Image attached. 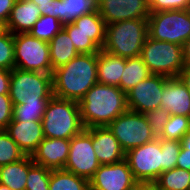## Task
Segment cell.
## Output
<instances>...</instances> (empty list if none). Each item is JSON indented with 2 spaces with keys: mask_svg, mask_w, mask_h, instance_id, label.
<instances>
[{
  "mask_svg": "<svg viewBox=\"0 0 190 190\" xmlns=\"http://www.w3.org/2000/svg\"><path fill=\"white\" fill-rule=\"evenodd\" d=\"M98 53L78 54L52 74L53 95L80 102L96 84Z\"/></svg>",
  "mask_w": 190,
  "mask_h": 190,
  "instance_id": "obj_1",
  "label": "cell"
},
{
  "mask_svg": "<svg viewBox=\"0 0 190 190\" xmlns=\"http://www.w3.org/2000/svg\"><path fill=\"white\" fill-rule=\"evenodd\" d=\"M84 128L107 127L128 110L126 93L117 86L96 83L79 102Z\"/></svg>",
  "mask_w": 190,
  "mask_h": 190,
  "instance_id": "obj_2",
  "label": "cell"
},
{
  "mask_svg": "<svg viewBox=\"0 0 190 190\" xmlns=\"http://www.w3.org/2000/svg\"><path fill=\"white\" fill-rule=\"evenodd\" d=\"M148 34V19H132L106 25L102 50L122 58L136 57Z\"/></svg>",
  "mask_w": 190,
  "mask_h": 190,
  "instance_id": "obj_3",
  "label": "cell"
},
{
  "mask_svg": "<svg viewBox=\"0 0 190 190\" xmlns=\"http://www.w3.org/2000/svg\"><path fill=\"white\" fill-rule=\"evenodd\" d=\"M42 127L45 138L70 140L84 129L79 103L53 95L47 103Z\"/></svg>",
  "mask_w": 190,
  "mask_h": 190,
  "instance_id": "obj_4",
  "label": "cell"
},
{
  "mask_svg": "<svg viewBox=\"0 0 190 190\" xmlns=\"http://www.w3.org/2000/svg\"><path fill=\"white\" fill-rule=\"evenodd\" d=\"M9 96L13 105L48 103L53 96L52 74L14 68L11 70Z\"/></svg>",
  "mask_w": 190,
  "mask_h": 190,
  "instance_id": "obj_5",
  "label": "cell"
},
{
  "mask_svg": "<svg viewBox=\"0 0 190 190\" xmlns=\"http://www.w3.org/2000/svg\"><path fill=\"white\" fill-rule=\"evenodd\" d=\"M140 56L152 74L169 78L178 77L185 66L181 45L149 36L143 44Z\"/></svg>",
  "mask_w": 190,
  "mask_h": 190,
  "instance_id": "obj_6",
  "label": "cell"
},
{
  "mask_svg": "<svg viewBox=\"0 0 190 190\" xmlns=\"http://www.w3.org/2000/svg\"><path fill=\"white\" fill-rule=\"evenodd\" d=\"M148 34L152 39L183 46L190 37V9L150 12Z\"/></svg>",
  "mask_w": 190,
  "mask_h": 190,
  "instance_id": "obj_7",
  "label": "cell"
},
{
  "mask_svg": "<svg viewBox=\"0 0 190 190\" xmlns=\"http://www.w3.org/2000/svg\"><path fill=\"white\" fill-rule=\"evenodd\" d=\"M15 68L53 74L49 44L30 33L14 34Z\"/></svg>",
  "mask_w": 190,
  "mask_h": 190,
  "instance_id": "obj_8",
  "label": "cell"
},
{
  "mask_svg": "<svg viewBox=\"0 0 190 190\" xmlns=\"http://www.w3.org/2000/svg\"><path fill=\"white\" fill-rule=\"evenodd\" d=\"M122 149L129 151L157 138L145 114L127 110L108 126Z\"/></svg>",
  "mask_w": 190,
  "mask_h": 190,
  "instance_id": "obj_9",
  "label": "cell"
},
{
  "mask_svg": "<svg viewBox=\"0 0 190 190\" xmlns=\"http://www.w3.org/2000/svg\"><path fill=\"white\" fill-rule=\"evenodd\" d=\"M133 177L137 182H155L163 173V152L160 138L130 149L125 154Z\"/></svg>",
  "mask_w": 190,
  "mask_h": 190,
  "instance_id": "obj_10",
  "label": "cell"
},
{
  "mask_svg": "<svg viewBox=\"0 0 190 190\" xmlns=\"http://www.w3.org/2000/svg\"><path fill=\"white\" fill-rule=\"evenodd\" d=\"M100 165L92 145V128H84L70 139L64 169L90 180Z\"/></svg>",
  "mask_w": 190,
  "mask_h": 190,
  "instance_id": "obj_11",
  "label": "cell"
},
{
  "mask_svg": "<svg viewBox=\"0 0 190 190\" xmlns=\"http://www.w3.org/2000/svg\"><path fill=\"white\" fill-rule=\"evenodd\" d=\"M167 76L151 74L126 93L128 110L145 114L160 107Z\"/></svg>",
  "mask_w": 190,
  "mask_h": 190,
  "instance_id": "obj_12",
  "label": "cell"
},
{
  "mask_svg": "<svg viewBox=\"0 0 190 190\" xmlns=\"http://www.w3.org/2000/svg\"><path fill=\"white\" fill-rule=\"evenodd\" d=\"M136 183L125 159L114 164L100 165L89 180L90 190H132Z\"/></svg>",
  "mask_w": 190,
  "mask_h": 190,
  "instance_id": "obj_13",
  "label": "cell"
},
{
  "mask_svg": "<svg viewBox=\"0 0 190 190\" xmlns=\"http://www.w3.org/2000/svg\"><path fill=\"white\" fill-rule=\"evenodd\" d=\"M97 11L106 25L132 19H148L150 15L148 0H100Z\"/></svg>",
  "mask_w": 190,
  "mask_h": 190,
  "instance_id": "obj_14",
  "label": "cell"
},
{
  "mask_svg": "<svg viewBox=\"0 0 190 190\" xmlns=\"http://www.w3.org/2000/svg\"><path fill=\"white\" fill-rule=\"evenodd\" d=\"M70 149L69 139L44 138L32 153L35 164L54 169H64Z\"/></svg>",
  "mask_w": 190,
  "mask_h": 190,
  "instance_id": "obj_15",
  "label": "cell"
},
{
  "mask_svg": "<svg viewBox=\"0 0 190 190\" xmlns=\"http://www.w3.org/2000/svg\"><path fill=\"white\" fill-rule=\"evenodd\" d=\"M160 108L170 115L190 117V92L179 77H168L165 81Z\"/></svg>",
  "mask_w": 190,
  "mask_h": 190,
  "instance_id": "obj_16",
  "label": "cell"
},
{
  "mask_svg": "<svg viewBox=\"0 0 190 190\" xmlns=\"http://www.w3.org/2000/svg\"><path fill=\"white\" fill-rule=\"evenodd\" d=\"M5 131L17 143L25 155H32L39 143L45 138L42 121L12 120Z\"/></svg>",
  "mask_w": 190,
  "mask_h": 190,
  "instance_id": "obj_17",
  "label": "cell"
},
{
  "mask_svg": "<svg viewBox=\"0 0 190 190\" xmlns=\"http://www.w3.org/2000/svg\"><path fill=\"white\" fill-rule=\"evenodd\" d=\"M92 145L101 165L114 164L125 159V151L108 127L92 128Z\"/></svg>",
  "mask_w": 190,
  "mask_h": 190,
  "instance_id": "obj_18",
  "label": "cell"
},
{
  "mask_svg": "<svg viewBox=\"0 0 190 190\" xmlns=\"http://www.w3.org/2000/svg\"><path fill=\"white\" fill-rule=\"evenodd\" d=\"M41 16V11L34 2L16 0L5 27L12 34L28 33Z\"/></svg>",
  "mask_w": 190,
  "mask_h": 190,
  "instance_id": "obj_19",
  "label": "cell"
},
{
  "mask_svg": "<svg viewBox=\"0 0 190 190\" xmlns=\"http://www.w3.org/2000/svg\"><path fill=\"white\" fill-rule=\"evenodd\" d=\"M124 69L125 58L100 49L97 59L98 83L119 87Z\"/></svg>",
  "mask_w": 190,
  "mask_h": 190,
  "instance_id": "obj_20",
  "label": "cell"
},
{
  "mask_svg": "<svg viewBox=\"0 0 190 190\" xmlns=\"http://www.w3.org/2000/svg\"><path fill=\"white\" fill-rule=\"evenodd\" d=\"M33 164L31 156L26 155L17 162L0 166V184L12 190H26V179Z\"/></svg>",
  "mask_w": 190,
  "mask_h": 190,
  "instance_id": "obj_21",
  "label": "cell"
},
{
  "mask_svg": "<svg viewBox=\"0 0 190 190\" xmlns=\"http://www.w3.org/2000/svg\"><path fill=\"white\" fill-rule=\"evenodd\" d=\"M48 44L53 70L68 63L79 54L64 29L60 30Z\"/></svg>",
  "mask_w": 190,
  "mask_h": 190,
  "instance_id": "obj_22",
  "label": "cell"
},
{
  "mask_svg": "<svg viewBox=\"0 0 190 190\" xmlns=\"http://www.w3.org/2000/svg\"><path fill=\"white\" fill-rule=\"evenodd\" d=\"M151 74L140 55L127 58L125 59V69L120 80L119 88L127 93Z\"/></svg>",
  "mask_w": 190,
  "mask_h": 190,
  "instance_id": "obj_23",
  "label": "cell"
},
{
  "mask_svg": "<svg viewBox=\"0 0 190 190\" xmlns=\"http://www.w3.org/2000/svg\"><path fill=\"white\" fill-rule=\"evenodd\" d=\"M73 23L102 49L105 42L106 24L97 10L90 14L82 15Z\"/></svg>",
  "mask_w": 190,
  "mask_h": 190,
  "instance_id": "obj_24",
  "label": "cell"
},
{
  "mask_svg": "<svg viewBox=\"0 0 190 190\" xmlns=\"http://www.w3.org/2000/svg\"><path fill=\"white\" fill-rule=\"evenodd\" d=\"M97 10V4L92 0H59V21L67 25L73 23L82 15Z\"/></svg>",
  "mask_w": 190,
  "mask_h": 190,
  "instance_id": "obj_25",
  "label": "cell"
},
{
  "mask_svg": "<svg viewBox=\"0 0 190 190\" xmlns=\"http://www.w3.org/2000/svg\"><path fill=\"white\" fill-rule=\"evenodd\" d=\"M49 190H90L89 180L65 169L50 173Z\"/></svg>",
  "mask_w": 190,
  "mask_h": 190,
  "instance_id": "obj_26",
  "label": "cell"
},
{
  "mask_svg": "<svg viewBox=\"0 0 190 190\" xmlns=\"http://www.w3.org/2000/svg\"><path fill=\"white\" fill-rule=\"evenodd\" d=\"M155 183L160 190H190V171L175 167L160 174Z\"/></svg>",
  "mask_w": 190,
  "mask_h": 190,
  "instance_id": "obj_27",
  "label": "cell"
},
{
  "mask_svg": "<svg viewBox=\"0 0 190 190\" xmlns=\"http://www.w3.org/2000/svg\"><path fill=\"white\" fill-rule=\"evenodd\" d=\"M62 29L63 25L56 17L42 15L28 33L37 39L50 42Z\"/></svg>",
  "mask_w": 190,
  "mask_h": 190,
  "instance_id": "obj_28",
  "label": "cell"
},
{
  "mask_svg": "<svg viewBox=\"0 0 190 190\" xmlns=\"http://www.w3.org/2000/svg\"><path fill=\"white\" fill-rule=\"evenodd\" d=\"M190 130V117L170 115L164 125V130L158 138L165 140L181 141L182 137Z\"/></svg>",
  "mask_w": 190,
  "mask_h": 190,
  "instance_id": "obj_29",
  "label": "cell"
},
{
  "mask_svg": "<svg viewBox=\"0 0 190 190\" xmlns=\"http://www.w3.org/2000/svg\"><path fill=\"white\" fill-rule=\"evenodd\" d=\"M26 155L5 130H0V166L14 163Z\"/></svg>",
  "mask_w": 190,
  "mask_h": 190,
  "instance_id": "obj_30",
  "label": "cell"
},
{
  "mask_svg": "<svg viewBox=\"0 0 190 190\" xmlns=\"http://www.w3.org/2000/svg\"><path fill=\"white\" fill-rule=\"evenodd\" d=\"M63 29L67 32L79 54H93L100 51V48L88 38V35L80 31L74 23L64 25Z\"/></svg>",
  "mask_w": 190,
  "mask_h": 190,
  "instance_id": "obj_31",
  "label": "cell"
},
{
  "mask_svg": "<svg viewBox=\"0 0 190 190\" xmlns=\"http://www.w3.org/2000/svg\"><path fill=\"white\" fill-rule=\"evenodd\" d=\"M47 103H27L13 105L12 120L24 121H42Z\"/></svg>",
  "mask_w": 190,
  "mask_h": 190,
  "instance_id": "obj_32",
  "label": "cell"
},
{
  "mask_svg": "<svg viewBox=\"0 0 190 190\" xmlns=\"http://www.w3.org/2000/svg\"><path fill=\"white\" fill-rule=\"evenodd\" d=\"M50 173L49 168L34 163L26 179V190H49Z\"/></svg>",
  "mask_w": 190,
  "mask_h": 190,
  "instance_id": "obj_33",
  "label": "cell"
},
{
  "mask_svg": "<svg viewBox=\"0 0 190 190\" xmlns=\"http://www.w3.org/2000/svg\"><path fill=\"white\" fill-rule=\"evenodd\" d=\"M14 34L7 29L0 34V68L5 70H13L15 68L14 61Z\"/></svg>",
  "mask_w": 190,
  "mask_h": 190,
  "instance_id": "obj_34",
  "label": "cell"
},
{
  "mask_svg": "<svg viewBox=\"0 0 190 190\" xmlns=\"http://www.w3.org/2000/svg\"><path fill=\"white\" fill-rule=\"evenodd\" d=\"M160 145L163 152V172L169 171L176 167L181 142L178 140H165L160 138Z\"/></svg>",
  "mask_w": 190,
  "mask_h": 190,
  "instance_id": "obj_35",
  "label": "cell"
},
{
  "mask_svg": "<svg viewBox=\"0 0 190 190\" xmlns=\"http://www.w3.org/2000/svg\"><path fill=\"white\" fill-rule=\"evenodd\" d=\"M145 116L147 117L148 123L152 131L154 132L156 137H159L164 130V125L170 118V113L159 107L152 111H148L147 113H145Z\"/></svg>",
  "mask_w": 190,
  "mask_h": 190,
  "instance_id": "obj_36",
  "label": "cell"
},
{
  "mask_svg": "<svg viewBox=\"0 0 190 190\" xmlns=\"http://www.w3.org/2000/svg\"><path fill=\"white\" fill-rule=\"evenodd\" d=\"M150 12L190 9V0H148Z\"/></svg>",
  "mask_w": 190,
  "mask_h": 190,
  "instance_id": "obj_37",
  "label": "cell"
},
{
  "mask_svg": "<svg viewBox=\"0 0 190 190\" xmlns=\"http://www.w3.org/2000/svg\"><path fill=\"white\" fill-rule=\"evenodd\" d=\"M13 117V103L9 95H0V130H5Z\"/></svg>",
  "mask_w": 190,
  "mask_h": 190,
  "instance_id": "obj_38",
  "label": "cell"
},
{
  "mask_svg": "<svg viewBox=\"0 0 190 190\" xmlns=\"http://www.w3.org/2000/svg\"><path fill=\"white\" fill-rule=\"evenodd\" d=\"M34 2L41 11V15H49L59 20V0H30Z\"/></svg>",
  "mask_w": 190,
  "mask_h": 190,
  "instance_id": "obj_39",
  "label": "cell"
},
{
  "mask_svg": "<svg viewBox=\"0 0 190 190\" xmlns=\"http://www.w3.org/2000/svg\"><path fill=\"white\" fill-rule=\"evenodd\" d=\"M11 71L0 68V95H9Z\"/></svg>",
  "mask_w": 190,
  "mask_h": 190,
  "instance_id": "obj_40",
  "label": "cell"
},
{
  "mask_svg": "<svg viewBox=\"0 0 190 190\" xmlns=\"http://www.w3.org/2000/svg\"><path fill=\"white\" fill-rule=\"evenodd\" d=\"M176 167L190 171V150L180 149L179 156L177 157Z\"/></svg>",
  "mask_w": 190,
  "mask_h": 190,
  "instance_id": "obj_41",
  "label": "cell"
},
{
  "mask_svg": "<svg viewBox=\"0 0 190 190\" xmlns=\"http://www.w3.org/2000/svg\"><path fill=\"white\" fill-rule=\"evenodd\" d=\"M16 0H0V21L5 25Z\"/></svg>",
  "mask_w": 190,
  "mask_h": 190,
  "instance_id": "obj_42",
  "label": "cell"
},
{
  "mask_svg": "<svg viewBox=\"0 0 190 190\" xmlns=\"http://www.w3.org/2000/svg\"><path fill=\"white\" fill-rule=\"evenodd\" d=\"M178 77L185 84L187 90L190 92V66H184Z\"/></svg>",
  "mask_w": 190,
  "mask_h": 190,
  "instance_id": "obj_43",
  "label": "cell"
},
{
  "mask_svg": "<svg viewBox=\"0 0 190 190\" xmlns=\"http://www.w3.org/2000/svg\"><path fill=\"white\" fill-rule=\"evenodd\" d=\"M132 190H160L155 182H137Z\"/></svg>",
  "mask_w": 190,
  "mask_h": 190,
  "instance_id": "obj_44",
  "label": "cell"
},
{
  "mask_svg": "<svg viewBox=\"0 0 190 190\" xmlns=\"http://www.w3.org/2000/svg\"><path fill=\"white\" fill-rule=\"evenodd\" d=\"M183 59L185 66H190V37L188 40L183 44Z\"/></svg>",
  "mask_w": 190,
  "mask_h": 190,
  "instance_id": "obj_45",
  "label": "cell"
},
{
  "mask_svg": "<svg viewBox=\"0 0 190 190\" xmlns=\"http://www.w3.org/2000/svg\"><path fill=\"white\" fill-rule=\"evenodd\" d=\"M181 148L190 150V130L181 139Z\"/></svg>",
  "mask_w": 190,
  "mask_h": 190,
  "instance_id": "obj_46",
  "label": "cell"
},
{
  "mask_svg": "<svg viewBox=\"0 0 190 190\" xmlns=\"http://www.w3.org/2000/svg\"><path fill=\"white\" fill-rule=\"evenodd\" d=\"M6 30L5 24L0 21V34L3 33Z\"/></svg>",
  "mask_w": 190,
  "mask_h": 190,
  "instance_id": "obj_47",
  "label": "cell"
},
{
  "mask_svg": "<svg viewBox=\"0 0 190 190\" xmlns=\"http://www.w3.org/2000/svg\"><path fill=\"white\" fill-rule=\"evenodd\" d=\"M0 190H12V189L9 188L8 186L0 184Z\"/></svg>",
  "mask_w": 190,
  "mask_h": 190,
  "instance_id": "obj_48",
  "label": "cell"
},
{
  "mask_svg": "<svg viewBox=\"0 0 190 190\" xmlns=\"http://www.w3.org/2000/svg\"><path fill=\"white\" fill-rule=\"evenodd\" d=\"M92 1L97 4L100 0H92Z\"/></svg>",
  "mask_w": 190,
  "mask_h": 190,
  "instance_id": "obj_49",
  "label": "cell"
}]
</instances>
